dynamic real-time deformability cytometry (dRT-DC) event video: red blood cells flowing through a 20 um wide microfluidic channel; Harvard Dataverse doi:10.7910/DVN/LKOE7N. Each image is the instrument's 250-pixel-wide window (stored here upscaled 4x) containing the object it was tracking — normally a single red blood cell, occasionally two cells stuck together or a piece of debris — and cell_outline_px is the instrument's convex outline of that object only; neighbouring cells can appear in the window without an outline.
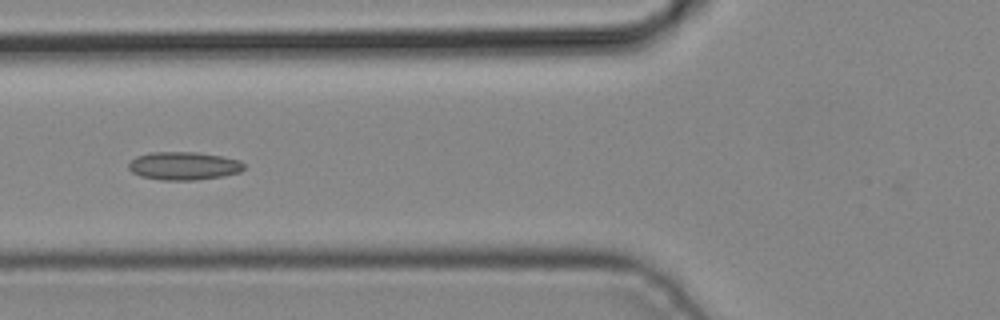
{"species": "common noctule bat (a hibernating species)", "species_latin": "Nyctalus noctula", "temperature_condition": "cold", "stored_images_in_passage": 3, "camera_frame_rate_fps": 3000, "um_per_image_px": 0.085, "animal": {"sex": "male", "body_mass_g": 19.2, "forearm_length_mm": 51.8}, "frame": {"image": 1, "passage_image": 2, "time_ms": 0.333, "image_size_px": [1000, 320], "cell_outline_px": [[244, 168], [240, 172], [220, 176], [196, 180], [160, 180], [140, 176], [132, 172], [128, 168], [128, 164], [136, 156], [148, 152], [196, 152], [220, 156], [240, 160], [244, 164]], "centroid_in_image_um": [15.58, 14.09], "position_along_channel_um": 110.2, "area_um2": 18.9}}
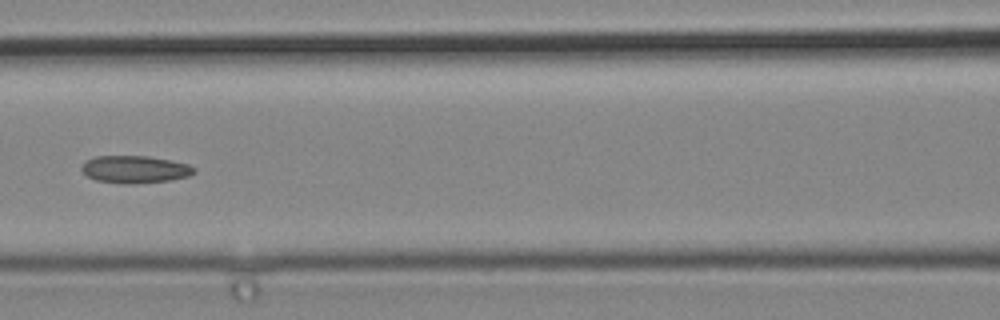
{"frame": {"image": 2, "passage_image": 3, "time_ms": 0.667, "image_size_px": [1000, 320], "cell_outline_px": [[196, 172], [188, 176], [168, 180], [132, 184], [128, 184], [96, 180], [88, 176], [80, 168], [88, 160], [96, 156], [148, 156], [188, 164], [196, 168]], "centroid_in_image_um": [11.48, 14.39], "position_along_channel_um": 155.1, "area_um2": 17.69}}